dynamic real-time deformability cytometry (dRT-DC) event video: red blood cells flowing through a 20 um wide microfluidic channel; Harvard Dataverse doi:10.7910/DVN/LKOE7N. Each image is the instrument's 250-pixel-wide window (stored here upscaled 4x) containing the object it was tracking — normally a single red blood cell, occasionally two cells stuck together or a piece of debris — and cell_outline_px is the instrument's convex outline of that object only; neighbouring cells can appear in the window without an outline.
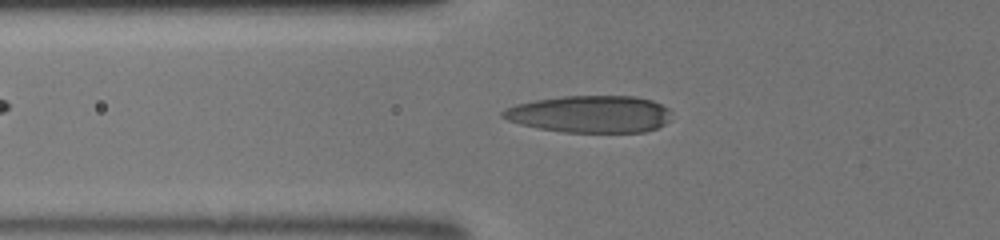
{"species": "human", "species_latin": "Homo sapiens", "temperature_condition": "room temperature", "stored_images_in_passage": 35, "camera_frame_rate_fps": 3000, "um_per_image_px": 0.085, "donor": {"sex": "male"}, "frame": {"image": 1, "passage_image": 8, "time_ms": 2.333, "image_size_px": [1000, 240], "cell_outline_px": [[672, 120], [656, 128], [644, 132], [564, 132], [540, 128], [520, 124], [508, 120], [500, 116], [500, 112], [504, 108], [516, 104], [536, 100], [564, 96], [636, 96], [652, 100], [668, 108], [672, 112]], "centroid_in_image_um": [50.18, 9.69], "position_along_channel_um": 75.6, "area_um2": 36.65}}
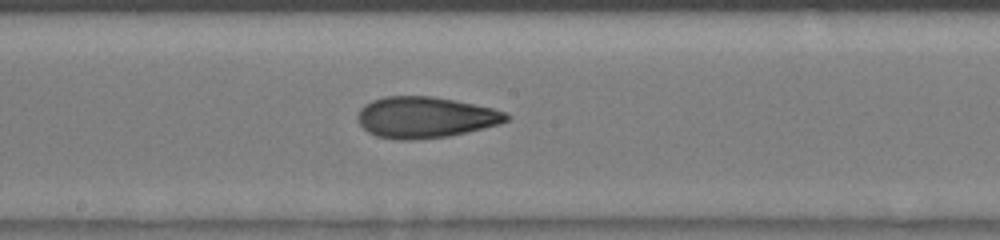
{"frame": {"image": 2, "passage_image": 17, "time_ms": 5.333, "image_size_px": [1000, 240], "cell_outline_px": [[512, 116], [508, 120], [500, 124], [448, 136], [412, 140], [396, 140], [376, 136], [368, 132], [360, 124], [356, 116], [360, 108], [364, 104], [372, 100], [384, 96], [432, 96], [456, 100], [492, 108], [504, 112]], "centroid_in_image_um": [36.12, 9.97], "position_along_channel_um": 212.1, "area_um2": 35.78}}
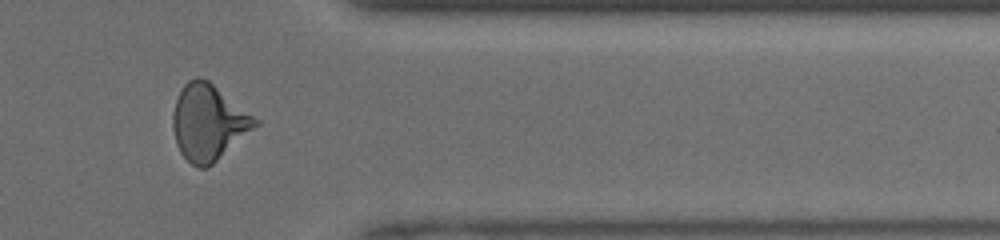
{"frame": {"image": 3, "passage_image": 29, "time_ms": 9.333, "image_size_px": [1000, 240], "cell_outline_px": [[260, 124], [208, 168], [196, 168], [180, 152], [176, 144], [172, 128], [172, 116], [176, 100], [184, 84], [188, 80], [196, 76], [200, 76], [208, 80], [260, 120]], "centroid_in_image_um": [17.72, 10.41], "position_along_channel_um": 393.7, "area_um2": 36.53}}